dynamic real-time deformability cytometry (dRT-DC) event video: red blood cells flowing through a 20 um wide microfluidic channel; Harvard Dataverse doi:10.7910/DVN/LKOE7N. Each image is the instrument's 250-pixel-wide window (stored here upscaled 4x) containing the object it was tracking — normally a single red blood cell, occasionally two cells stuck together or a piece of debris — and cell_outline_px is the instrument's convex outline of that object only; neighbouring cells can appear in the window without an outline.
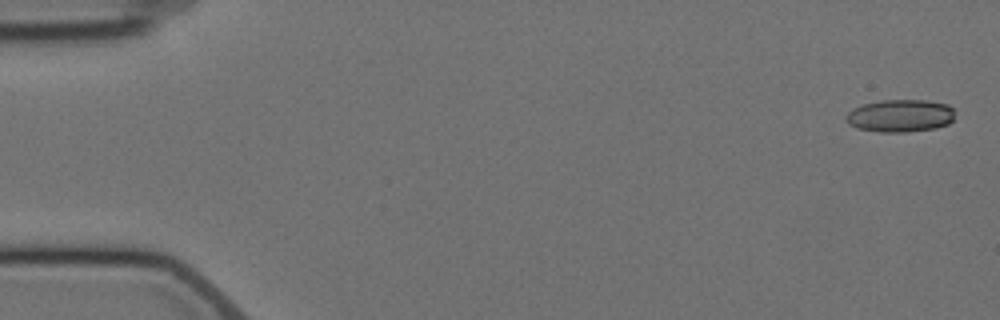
{"species": "Egyptian fruit bat (a non-hibernating species)", "species_latin": "Rousettus aegyptiacus", "temperature_condition": "cold", "stored_images_in_passage": 5, "camera_frame_rate_fps": 3000, "um_per_image_px": 0.085, "animal": {"sex": "female"}, "frame": {"image": 1, "passage_image": 1, "time_ms": 0.0, "image_size_px": [1000, 320], "cell_outline_px": [[952, 120], [948, 124], [936, 128], [904, 132], [880, 132], [856, 128], [848, 124], [844, 120], [844, 116], [852, 108], [864, 104], [880, 100], [924, 100], [948, 104], [952, 108]], "centroid_in_image_um": [76.46, 9.84], "position_along_channel_um": 8.5, "area_um2": 20.75}}
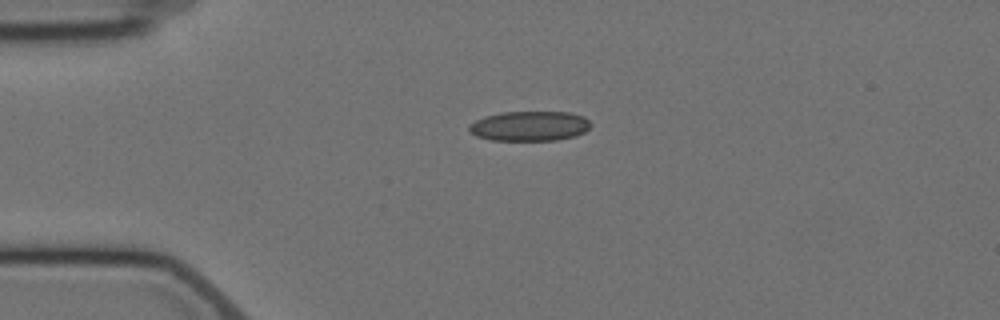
{"frame": {"image": 2, "passage_image": 4, "time_ms": 4.0, "image_size_px": [1000, 320], "cell_outline_px": [[592, 124], [584, 132], [576, 136], [556, 140], [492, 140], [476, 136], [468, 128], [468, 124], [484, 116], [504, 112], [568, 112], [584, 116]], "centroid_in_image_um": [45.02, 10.71], "position_along_channel_um": 40.0, "area_um2": 21.15}}